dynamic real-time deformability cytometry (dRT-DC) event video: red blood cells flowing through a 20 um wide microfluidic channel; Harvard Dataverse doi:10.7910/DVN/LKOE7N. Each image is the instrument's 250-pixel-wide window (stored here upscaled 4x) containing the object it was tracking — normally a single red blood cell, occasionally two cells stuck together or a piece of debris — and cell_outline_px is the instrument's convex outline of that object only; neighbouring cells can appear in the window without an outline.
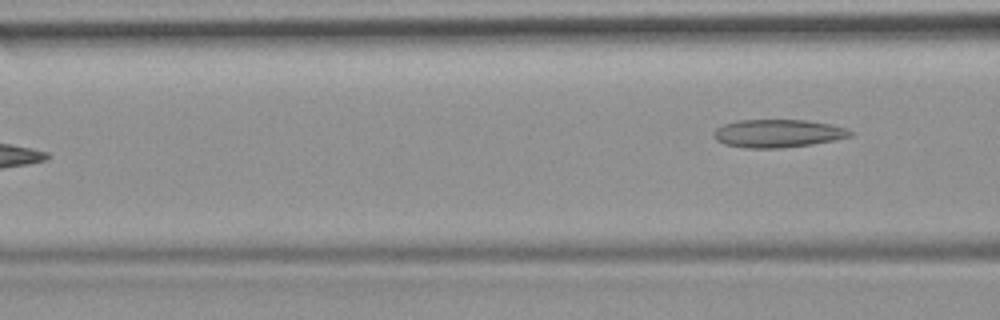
{"species": "common noctule bat (a hibernating species)", "species_latin": "Nyctalus noctula", "temperature_condition": "room temperature", "stored_images_in_passage": 7, "camera_frame_rate_fps": 3000, "um_per_image_px": 0.085, "animal": {"sex": "female", "body_mass_g": 19.9}, "frame": {"image": 1, "passage_image": 7, "time_ms": 2.0, "image_size_px": [1000, 320], "cell_outline_px": [[852, 136], [836, 140], [812, 144], [780, 148], [744, 148], [724, 144], [716, 140], [712, 136], [712, 132], [716, 128], [724, 124], [736, 120], [804, 120], [832, 124], [848, 128], [852, 132]], "centroid_in_image_um": [66.11, 11.34], "position_along_channel_um": 100.5, "area_um2": 22.54}}